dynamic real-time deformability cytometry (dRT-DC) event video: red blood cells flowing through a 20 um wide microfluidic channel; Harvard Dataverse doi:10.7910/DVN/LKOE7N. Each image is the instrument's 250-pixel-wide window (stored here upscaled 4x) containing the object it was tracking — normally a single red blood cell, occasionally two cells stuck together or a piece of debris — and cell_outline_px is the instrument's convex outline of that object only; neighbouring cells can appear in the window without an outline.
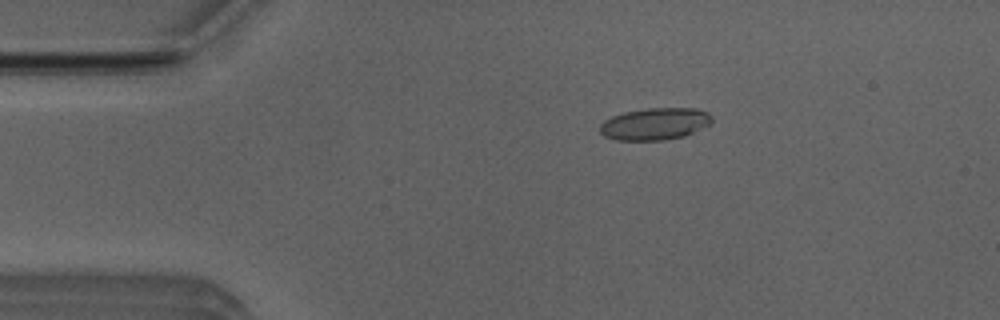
{"species": "Egyptian fruit bat (a non-hibernating species)", "species_latin": "Rousettus aegyptiacus", "temperature_condition": "room temperature", "stored_images_in_passage": 54, "camera_frame_rate_fps": 3000, "um_per_image_px": 0.085, "animal": {"sex": "male"}, "frame": {"image": 1, "passage_image": 10, "time_ms": 3.0, "image_size_px": [1000, 320], "cell_outline_px": [[712, 120], [708, 124], [684, 136], [664, 140], [616, 140], [604, 136], [600, 132], [600, 124], [604, 120], [612, 116], [624, 112], [648, 108], [696, 108], [708, 112], [712, 116]], "centroid_in_image_um": [55.64, 10.52], "position_along_channel_um": 29.4, "area_um2": 20.81}}
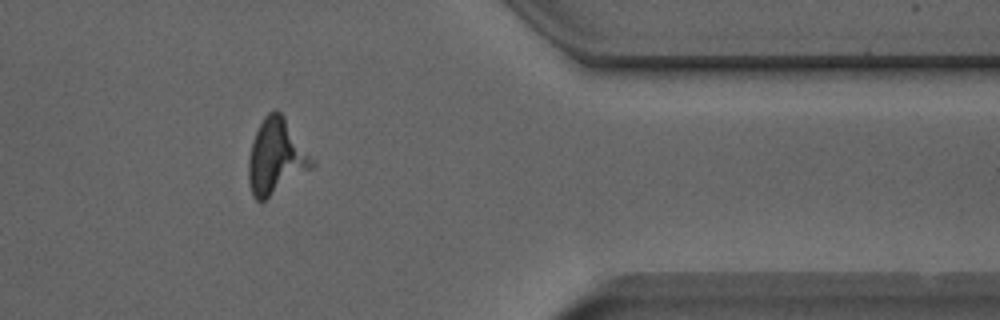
{"frame": {"image": 2, "passage_image": 44, "time_ms": 14.333, "image_size_px": [1000, 320], "cell_outline_px": [[316, 164], [312, 168], [260, 204], [252, 196], [248, 180], [248, 160], [252, 140], [264, 116], [268, 112], [276, 108], [284, 116], [316, 160]], "centroid_in_image_um": [23.47, 13.34], "position_along_channel_um": 387.9, "area_um2": 28.21}}
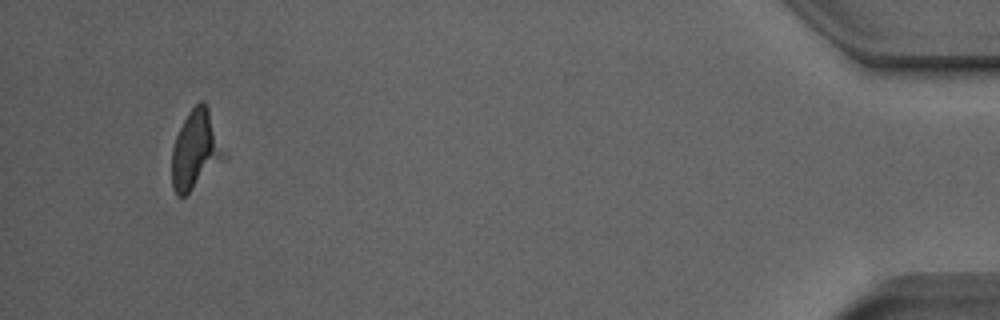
{"frame": {"image": 3, "passage_image": 51, "time_ms": 16.667, "image_size_px": [1000, 320], "cell_outline_px": [[220, 156], [192, 188], [184, 196], [176, 196], [172, 188], [172, 148], [176, 136], [188, 112], [200, 100], [204, 100], [208, 108], [220, 152]], "centroid_in_image_um": [16.46, 12.7], "position_along_channel_um": 418.7, "area_um2": 21.56}}